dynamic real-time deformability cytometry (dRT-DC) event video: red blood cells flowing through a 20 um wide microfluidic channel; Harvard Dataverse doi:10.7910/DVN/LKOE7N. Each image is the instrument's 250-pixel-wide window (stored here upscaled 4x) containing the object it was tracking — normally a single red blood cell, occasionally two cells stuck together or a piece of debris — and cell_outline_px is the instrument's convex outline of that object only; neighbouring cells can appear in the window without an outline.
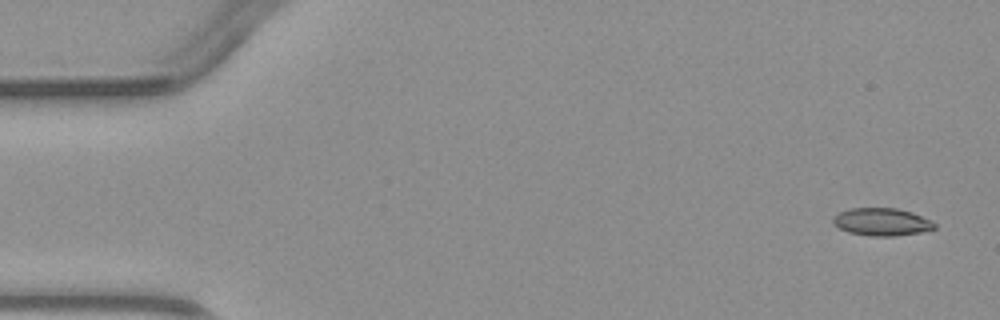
{"species": "common noctule bat (a hibernating species)", "species_latin": "Nyctalus noctula", "temperature_condition": "warm", "stored_images_in_passage": 4, "camera_frame_rate_fps": 3000, "um_per_image_px": 0.085, "animal": {"sex": "male", "body_mass_g": 23.1, "forearm_length_mm": 52.7}, "frame": {"image": 1, "passage_image": 1, "time_ms": 0.0, "image_size_px": [1000, 320], "cell_outline_px": [[936, 228], [920, 232], [896, 236], [872, 236], [848, 232], [840, 228], [832, 220], [840, 212], [848, 208], [896, 208], [912, 212], [932, 220], [936, 224]], "centroid_in_image_um": [75.0, 18.86], "position_along_channel_um": 10.0, "area_um2": 16.24}}
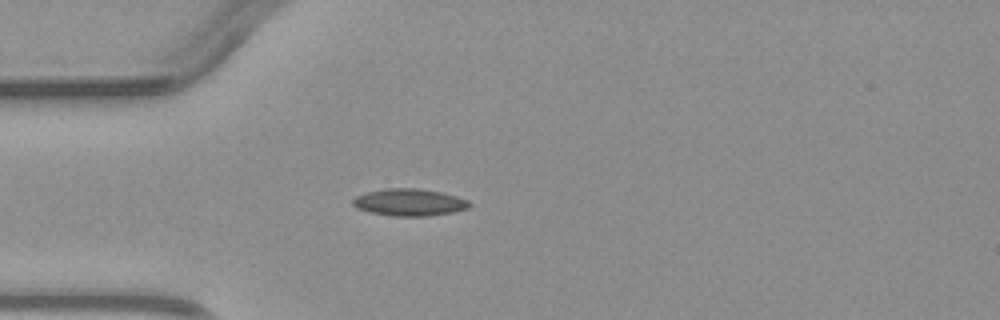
{"frame": {"image": 2, "passage_image": 4, "time_ms": 3.667, "image_size_px": [1000, 320], "cell_outline_px": [[472, 204], [468, 208], [452, 212], [428, 216], [392, 216], [368, 212], [356, 208], [352, 204], [352, 200], [356, 196], [368, 192], [388, 188], [416, 188], [440, 192], [456, 196], [468, 200]], "centroid_in_image_um": [34.78, 17.2], "position_along_channel_um": 50.2, "area_um2": 18.38}}